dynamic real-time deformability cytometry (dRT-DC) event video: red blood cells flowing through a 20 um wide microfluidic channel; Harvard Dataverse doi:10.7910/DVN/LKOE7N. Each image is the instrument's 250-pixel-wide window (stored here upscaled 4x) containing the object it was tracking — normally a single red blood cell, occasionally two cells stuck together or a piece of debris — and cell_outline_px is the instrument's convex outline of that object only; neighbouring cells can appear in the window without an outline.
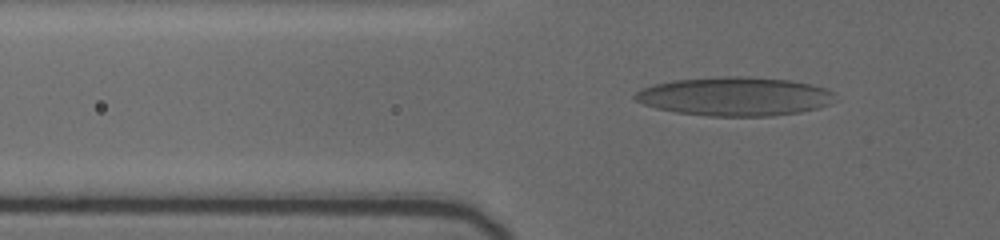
{"species": "human", "species_latin": "Homo sapiens", "temperature_condition": "cold", "stored_images_in_passage": 28, "camera_frame_rate_fps": 3000, "um_per_image_px": 0.085, "donor": {"sex": "female"}, "frame": {"image": 1, "passage_image": 14, "time_ms": 5.0, "image_size_px": [1000, 240], "cell_outline_px": [[832, 92], [828, 104], [816, 108], [800, 112], [772, 116], [712, 116], [676, 112], [656, 108], [644, 104], [636, 100], [632, 96], [640, 88], [672, 80], [724, 76], [748, 76], [788, 80], [808, 84], [824, 88]], "centroid_in_image_um": [62.37, 8.19], "position_along_channel_um": 63.4, "area_um2": 44.8}}
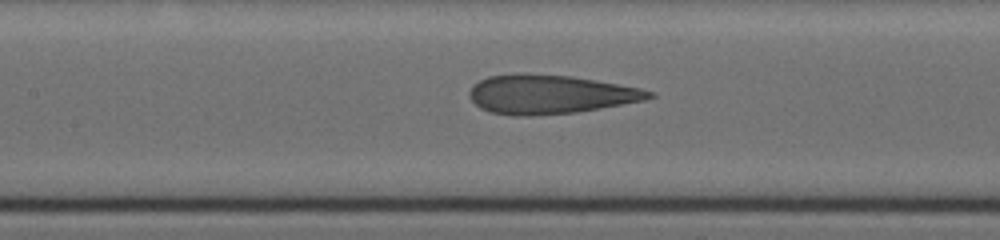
{"frame": {"image": 2, "passage_image": 21, "time_ms": 8.0, "image_size_px": [1000, 240], "cell_outline_px": [[656, 96], [644, 100], [576, 112], [532, 116], [512, 116], [488, 112], [480, 108], [468, 96], [468, 92], [472, 84], [488, 76], [572, 76], [640, 88], [652, 92]], "centroid_in_image_um": [46.72, 8.06], "position_along_channel_um": 160.7, "area_um2": 39.82}}
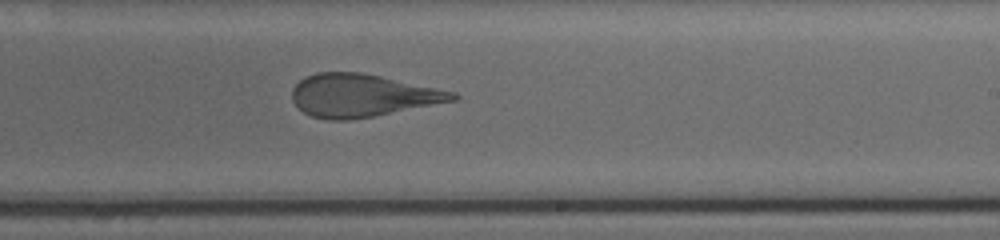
{"frame": {"image": 3, "passage_image": 28, "time_ms": 10.667, "image_size_px": [1000, 240], "cell_outline_px": [[460, 96], [456, 100], [372, 116], [348, 120], [328, 120], [312, 116], [304, 112], [292, 100], [292, 88], [304, 76], [316, 72], [360, 72], [380, 76], [456, 92]], "centroid_in_image_um": [30.75, 8.1], "position_along_channel_um": 258.2, "area_um2": 39.65}}